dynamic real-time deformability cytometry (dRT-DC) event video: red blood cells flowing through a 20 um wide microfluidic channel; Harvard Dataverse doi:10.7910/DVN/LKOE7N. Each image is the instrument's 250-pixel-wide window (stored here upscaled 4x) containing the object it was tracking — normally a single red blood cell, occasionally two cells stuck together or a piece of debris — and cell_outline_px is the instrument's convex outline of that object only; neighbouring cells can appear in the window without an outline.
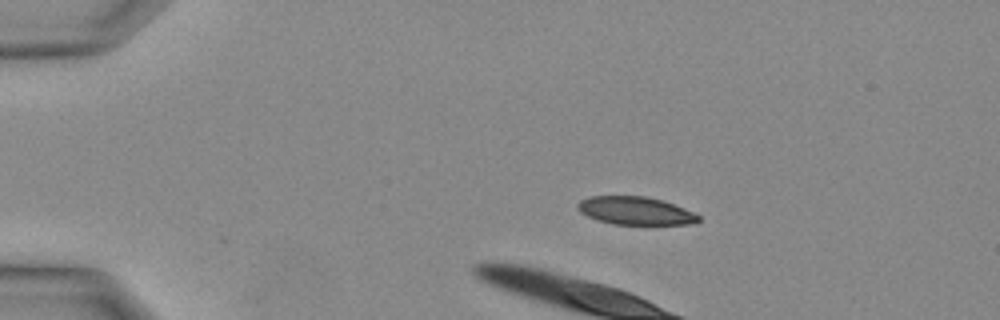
{"species": "Egyptian fruit bat (a non-hibernating species)", "species_latin": "Rousettus aegyptiacus", "temperature_condition": "warm", "stored_images_in_passage": 33, "camera_frame_rate_fps": 3000, "um_per_image_px": 0.085, "animal": {"sex": "female"}, "frame": {"image": 1, "passage_image": 6, "time_ms": 1.667, "image_size_px": [1000, 320], "cell_outline_px": [[700, 220], [692, 224], [612, 224], [596, 220], [580, 212], [576, 208], [576, 204], [580, 200], [588, 196], [644, 196], [660, 200], [684, 208], [700, 216]], "centroid_in_image_um": [53.95, 17.91], "position_along_channel_um": 31.0, "area_um2": 19.65}}